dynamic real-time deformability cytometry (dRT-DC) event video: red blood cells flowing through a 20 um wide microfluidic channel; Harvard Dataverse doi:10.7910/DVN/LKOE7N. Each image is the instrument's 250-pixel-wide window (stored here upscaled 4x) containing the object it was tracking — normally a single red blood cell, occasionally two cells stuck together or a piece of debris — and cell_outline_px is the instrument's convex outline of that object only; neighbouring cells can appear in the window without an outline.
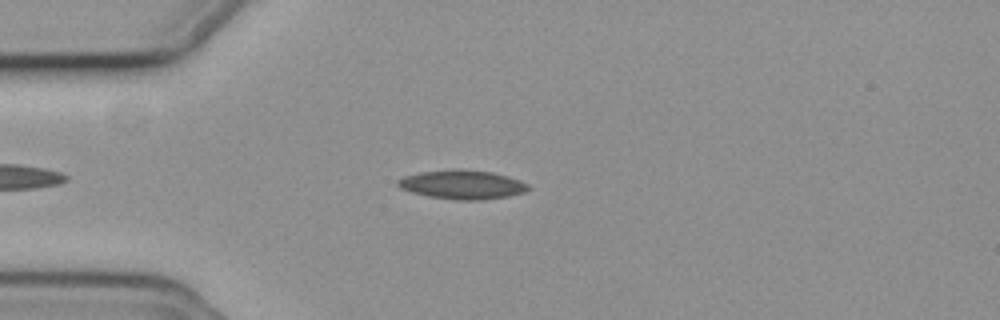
{"species": "common noctule bat (a hibernating species)", "species_latin": "Nyctalus noctula", "temperature_condition": "cold", "stored_images_in_passage": 46, "camera_frame_rate_fps": 3000, "um_per_image_px": 0.085, "animal": {"sex": "female", "body_mass_g": 19.3, "forearm_length_mm": 54.1}, "frame": {"image": 1, "passage_image": 9, "time_ms": 2.667, "image_size_px": [1000, 320], "cell_outline_px": [[532, 188], [524, 192], [508, 196], [480, 200], [456, 200], [428, 196], [412, 192], [400, 188], [396, 184], [396, 180], [404, 176], [420, 172], [452, 168], [464, 168], [492, 172], [508, 176], [520, 180], [528, 184]], "centroid_in_image_um": [39.29, 15.67], "position_along_channel_um": 45.7, "area_um2": 22.37}}
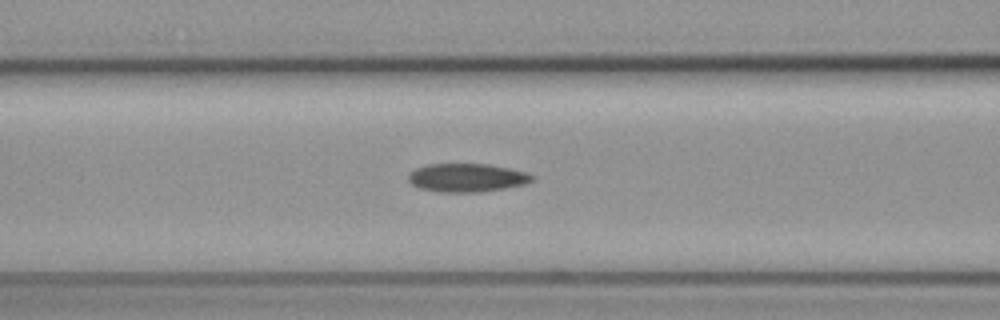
{"frame": {"image": 2, "passage_image": 17, "time_ms": 5.333, "image_size_px": [1000, 320], "cell_outline_px": [[536, 180], [524, 184], [504, 188], [480, 192], [440, 192], [420, 188], [412, 184], [408, 180], [408, 176], [416, 168], [428, 164], [488, 164], [528, 172]], "centroid_in_image_um": [39.7, 15.1], "position_along_channel_um": 126.9, "area_um2": 20.4}}
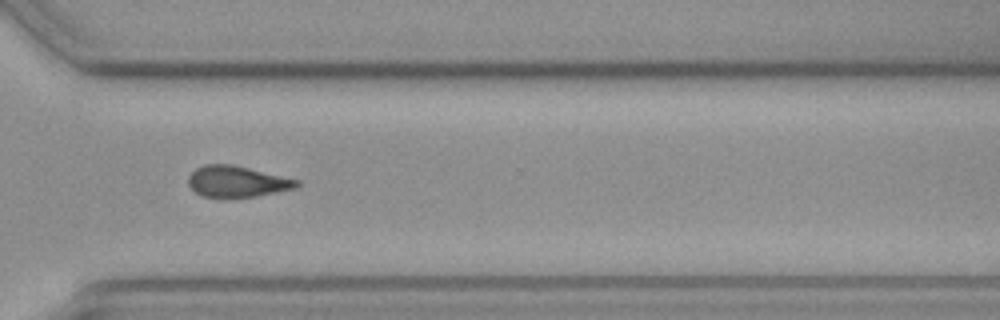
{"frame": {"image": 3, "passage_image": 35, "time_ms": 11.333, "image_size_px": [1000, 320], "cell_outline_px": [[300, 184], [292, 188], [276, 192], [256, 196], [200, 196], [188, 184], [188, 176], [196, 168], [204, 164], [232, 164], [300, 180]], "centroid_in_image_um": [20.12, 15.4], "position_along_channel_um": 350.5, "area_um2": 19.31}, "authors_computed_cell_mechanics": {"area_um2": 20.4034, "velocity_mm_per_s": 3.7302, "shape_relaxation_time_tau1_ms": 8.6274, "shape_relaxation_time_tau2_ms": null, "deformation_change_tau1": 0.1531, "deformation_change_tau2": null}}